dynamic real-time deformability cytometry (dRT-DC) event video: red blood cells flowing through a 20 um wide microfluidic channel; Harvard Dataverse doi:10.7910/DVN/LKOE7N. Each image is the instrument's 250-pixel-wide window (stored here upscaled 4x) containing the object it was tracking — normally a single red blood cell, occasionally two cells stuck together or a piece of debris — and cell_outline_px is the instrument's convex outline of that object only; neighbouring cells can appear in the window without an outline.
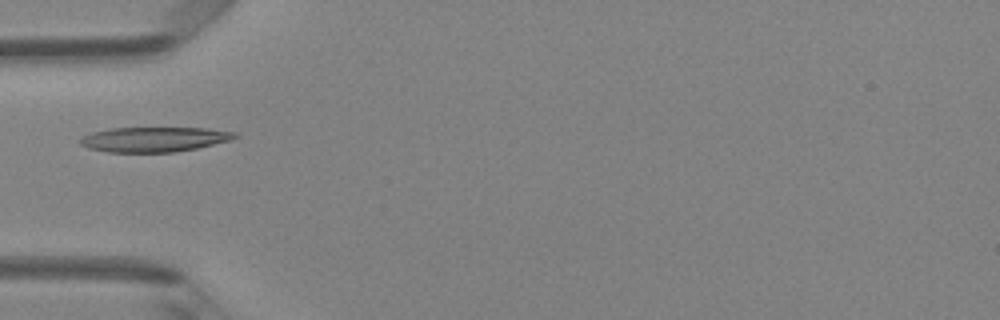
{"species": "Egyptian fruit bat (a non-hibernating species)", "species_latin": "Rousettus aegyptiacus", "temperature_condition": "room temperature", "stored_images_in_passage": 5, "camera_frame_rate_fps": 3000, "um_per_image_px": 0.085, "animal": {"sex": "female"}, "frame": {"image": 1, "passage_image": 5, "time_ms": 1.333, "image_size_px": [1000, 320], "cell_outline_px": [[240, 136], [228, 140], [196, 148], [172, 152], [108, 152], [88, 148], [80, 144], [80, 140], [84, 136], [92, 132], [112, 128], [208, 128], [236, 132]], "centroid_in_image_um": [13.1, 11.84], "position_along_channel_um": 71.9, "area_um2": 22.2}}